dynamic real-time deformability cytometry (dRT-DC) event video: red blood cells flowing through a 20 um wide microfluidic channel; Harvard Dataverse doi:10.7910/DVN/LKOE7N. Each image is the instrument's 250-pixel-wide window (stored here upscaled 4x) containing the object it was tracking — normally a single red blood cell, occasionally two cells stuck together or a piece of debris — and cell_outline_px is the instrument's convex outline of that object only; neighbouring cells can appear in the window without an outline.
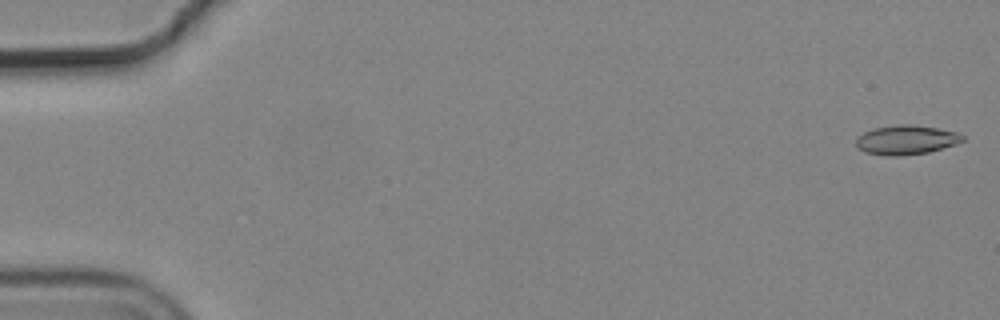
{"species": "common noctule bat (a hibernating species)", "species_latin": "Nyctalus noctula", "temperature_condition": "cold", "stored_images_in_passage": 2, "camera_frame_rate_fps": 3000, "um_per_image_px": 0.085, "animal": {"sex": "male", "body_mass_g": 19.2, "forearm_length_mm": 51.8}, "frame": {"image": 1, "passage_image": 1, "time_ms": 0.0, "image_size_px": [1000, 320], "cell_outline_px": [[964, 140], [956, 144], [928, 152], [900, 156], [888, 156], [864, 152], [856, 148], [856, 140], [864, 132], [872, 128], [900, 124], [912, 124], [936, 128], [956, 132], [964, 136]], "centroid_in_image_um": [77.0, 11.89], "position_along_channel_um": 8.0, "area_um2": 18.21}}